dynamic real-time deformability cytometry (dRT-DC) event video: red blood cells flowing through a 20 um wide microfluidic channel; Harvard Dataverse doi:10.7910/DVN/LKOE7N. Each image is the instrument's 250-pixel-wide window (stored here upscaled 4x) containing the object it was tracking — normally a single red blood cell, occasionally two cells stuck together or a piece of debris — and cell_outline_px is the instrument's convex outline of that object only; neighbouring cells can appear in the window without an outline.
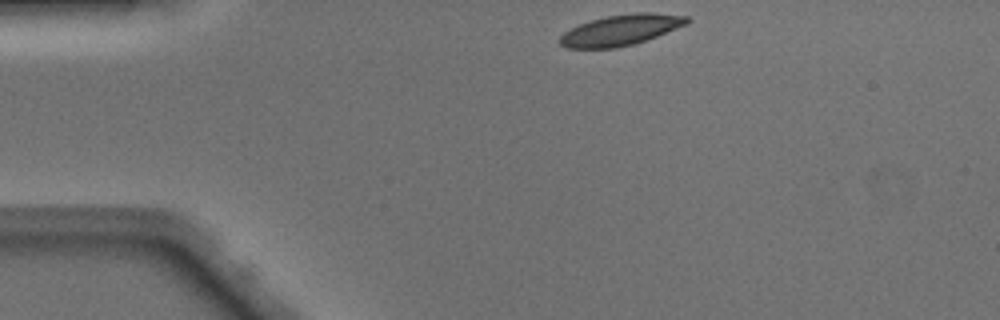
{"species": "Egyptian fruit bat (a non-hibernating species)", "species_latin": "Rousettus aegyptiacus", "temperature_condition": "warm", "stored_images_in_passage": 40, "camera_frame_rate_fps": 3000, "um_per_image_px": 0.085, "animal": {"sex": "male"}, "frame": {"image": 1, "passage_image": 1, "time_ms": 0.0, "image_size_px": [1000, 320], "cell_outline_px": [[692, 20], [688, 24], [656, 36], [632, 44], [616, 48], [564, 48], [560, 44], [560, 36], [564, 32], [580, 24], [592, 20], [608, 16], [632, 12], [652, 12], [688, 16]], "centroid_in_image_um": [52.8, 2.54], "position_along_channel_um": 32.2, "area_um2": 22.66}}
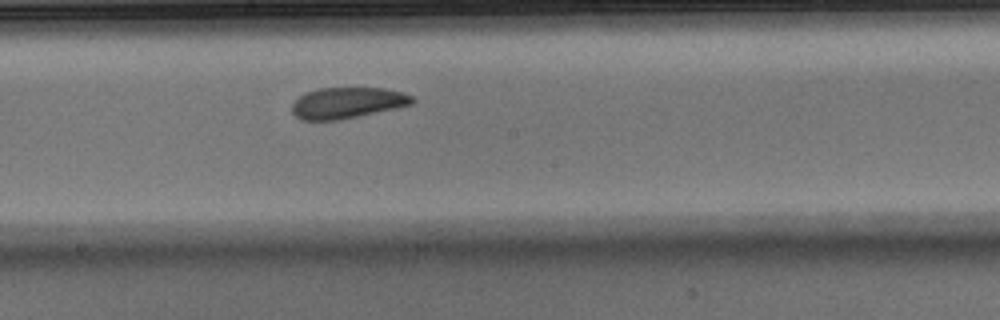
{"frame": {"image": 2, "passage_image": 18, "time_ms": 5.667, "image_size_px": [1000, 320], "cell_outline_px": [[416, 100], [412, 104], [396, 108], [340, 120], [300, 120], [292, 112], [292, 104], [304, 92], [320, 88], [384, 88], [404, 92], [412, 96]], "centroid_in_image_um": [29.53, 8.74], "position_along_channel_um": 218.7, "area_um2": 21.85}}
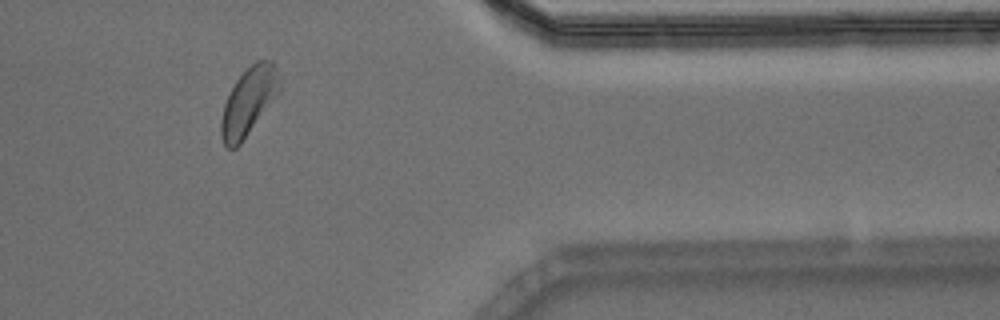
{"frame": {"image": 3, "passage_image": 32, "time_ms": 10.333, "image_size_px": [1000, 320], "cell_outline_px": [[280, 92], [240, 144], [236, 148], [228, 148], [224, 144], [220, 136], [220, 120], [224, 104], [228, 92], [236, 80], [256, 60], [272, 60], [280, 76]], "centroid_in_image_um": [21.13, 8.62], "position_along_channel_um": 390.3, "area_um2": 23.12}, "authors_computed_cell_mechanics": {"area_um2": 23.0333, "velocity_mm_per_s": 4.117, "shape_relaxation_time_tau1_ms": 3.1928, "shape_relaxation_time_tau2_ms": 2.2525, "deformation_change_tau1": 0.1049, "deformation_change_tau2": 0.0718}}